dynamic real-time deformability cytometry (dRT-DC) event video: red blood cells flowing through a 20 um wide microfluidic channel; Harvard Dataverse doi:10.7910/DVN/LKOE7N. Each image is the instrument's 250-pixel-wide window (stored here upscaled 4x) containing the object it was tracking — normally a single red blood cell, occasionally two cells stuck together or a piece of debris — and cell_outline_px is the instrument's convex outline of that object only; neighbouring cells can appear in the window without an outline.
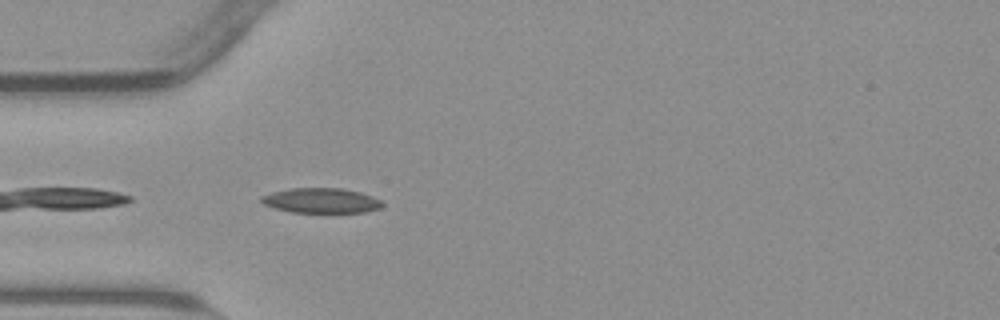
{"species": "common noctule bat (a hibernating species)", "species_latin": "Nyctalus noctula", "temperature_condition": "warm", "stored_images_in_passage": 8, "camera_frame_rate_fps": 3000, "um_per_image_px": 0.085, "animal": {"sex": "male", "body_mass_g": 23.1, "forearm_length_mm": 52.7}, "frame": {"image": 1, "passage_image": 2, "time_ms": 0.333, "image_size_px": [1000, 320], "cell_outline_px": [[384, 204], [380, 208], [364, 212], [292, 212], [276, 208], [264, 204], [260, 200], [260, 196], [272, 192], [292, 188], [340, 188], [360, 192], [372, 196], [380, 200]], "centroid_in_image_um": [27.3, 17.04], "position_along_channel_um": 57.7, "area_um2": 17.46}}